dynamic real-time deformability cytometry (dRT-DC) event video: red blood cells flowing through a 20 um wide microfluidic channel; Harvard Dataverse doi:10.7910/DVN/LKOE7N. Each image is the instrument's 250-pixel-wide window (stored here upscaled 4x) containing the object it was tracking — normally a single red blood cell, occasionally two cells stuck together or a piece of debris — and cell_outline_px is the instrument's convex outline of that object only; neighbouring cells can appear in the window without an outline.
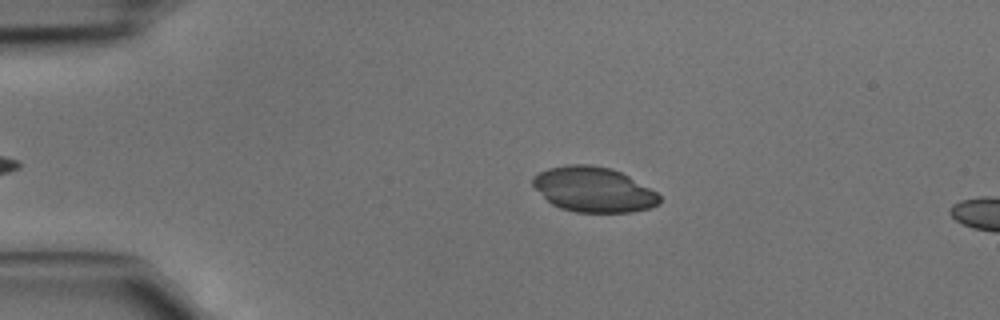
{"species": "common noctule bat (a hibernating species)", "species_latin": "Nyctalus noctula", "temperature_condition": "cold", "stored_images_in_passage": 37, "camera_frame_rate_fps": 3000, "um_per_image_px": 0.085, "animal": {"sex": "male", "body_mass_g": 15.6}, "frame": {"image": 1, "passage_image": 7, "time_ms": 2.0, "image_size_px": [1000, 320], "cell_outline_px": [[660, 204], [648, 208], [632, 212], [576, 212], [560, 208], [552, 204], [532, 184], [532, 176], [548, 168], [568, 164], [588, 164], [612, 168], [628, 176], [656, 192], [660, 196]], "centroid_in_image_um": [50.45, 16.1], "position_along_channel_um": 34.6, "area_um2": 33.06}}